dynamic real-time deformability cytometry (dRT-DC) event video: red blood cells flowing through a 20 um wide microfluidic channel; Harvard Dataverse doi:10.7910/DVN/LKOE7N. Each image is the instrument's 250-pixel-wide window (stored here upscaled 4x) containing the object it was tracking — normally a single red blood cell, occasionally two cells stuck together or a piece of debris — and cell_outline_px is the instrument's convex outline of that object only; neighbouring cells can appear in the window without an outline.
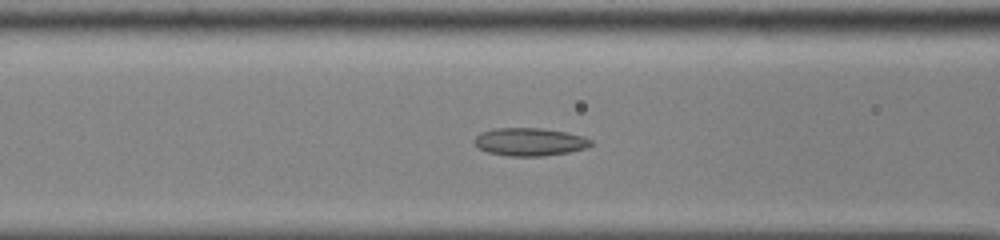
{"species": "common noctule bat (a hibernating species)", "species_latin": "Nyctalus noctula", "temperature_condition": "cold", "stored_images_in_passage": 49, "camera_frame_rate_fps": 3000, "um_per_image_px": 0.085, "animal": {"sex": "male", "body_mass_g": 13.0, "forearm_length_mm": 53.1}, "frame": {"image": 1, "passage_image": 19, "time_ms": 6.0, "image_size_px": [1000, 240], "cell_outline_px": [[596, 144], [588, 148], [568, 152], [544, 156], [508, 156], [488, 152], [480, 148], [472, 140], [480, 132], [496, 128], [540, 128], [564, 132], [584, 136], [592, 140]], "centroid_in_image_um": [45.06, 12.06], "position_along_channel_um": 121.5, "area_um2": 19.07}}
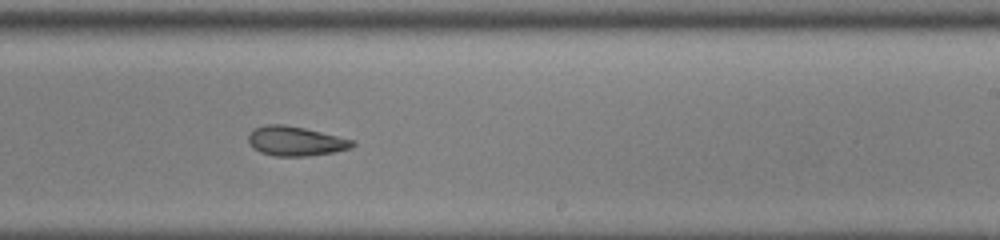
{"frame": {"image": 2, "passage_image": 30, "time_ms": 9.667, "image_size_px": [1000, 240], "cell_outline_px": [[356, 144], [352, 148], [332, 152], [308, 156], [276, 156], [260, 152], [252, 148], [248, 144], [248, 136], [252, 128], [264, 124], [284, 124], [304, 128], [356, 140]], "centroid_in_image_um": [25.1, 11.98], "position_along_channel_um": 263.9, "area_um2": 18.15}}
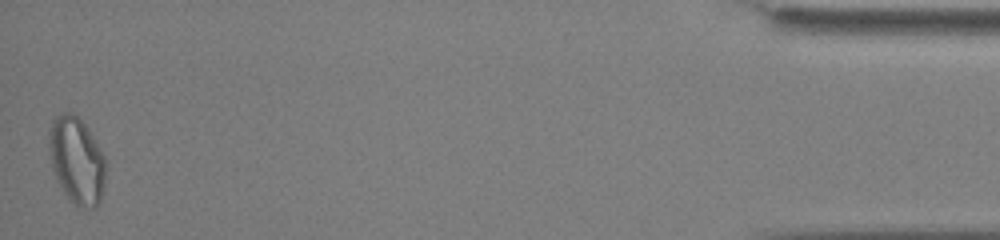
{"frame": {"image": 3, "passage_image": 49, "time_ms": 16.0, "image_size_px": [1000, 240], "cell_outline_px": [[104, 188], [100, 200], [96, 208], [76, 208], [68, 200], [56, 180], [52, 168], [48, 144], [48, 132], [52, 120], [56, 116], [64, 112], [72, 112], [84, 124], [92, 136], [104, 156]], "centroid_in_image_um": [6.48, 13.68], "position_along_channel_um": 428.7, "area_um2": 28.84}, "authors_computed_cell_mechanics": {"area_um2": 20.1144, "velocity_mm_per_s": 3.884, "shape_relaxation_time_tau1_ms": null, "shape_relaxation_time_tau2_ms": 4.6121, "deformation_change_tau1": null, "deformation_change_tau2": 0.125}}